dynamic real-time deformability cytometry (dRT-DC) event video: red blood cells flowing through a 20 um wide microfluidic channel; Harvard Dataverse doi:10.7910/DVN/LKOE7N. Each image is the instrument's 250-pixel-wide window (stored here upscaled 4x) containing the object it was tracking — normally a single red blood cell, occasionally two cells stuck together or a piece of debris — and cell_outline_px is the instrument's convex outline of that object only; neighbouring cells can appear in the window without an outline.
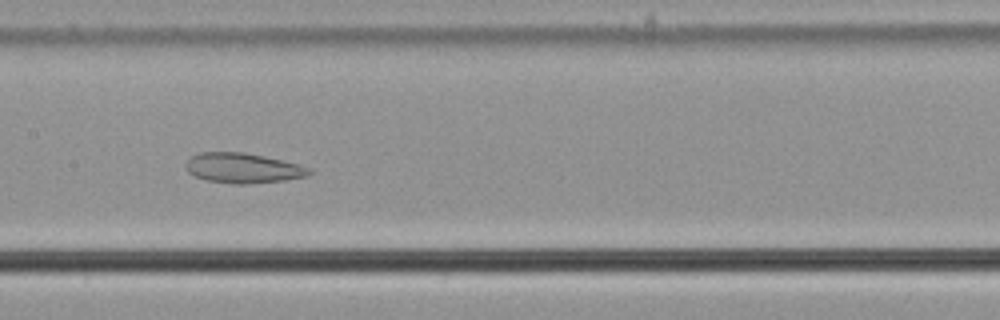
{"species": "common noctule bat (a hibernating species)", "species_latin": "Nyctalus noctula", "temperature_condition": "cold", "stored_images_in_passage": 58, "camera_frame_rate_fps": 3000, "um_per_image_px": 0.085, "animal": {"sex": "male", "body_mass_g": 21.5, "forearm_length_mm": 52.0}, "frame": {"image": 1, "passage_image": 30, "time_ms": 9.667, "image_size_px": [1000, 320], "cell_outline_px": [[312, 172], [308, 176], [284, 180], [244, 184], [232, 184], [204, 180], [192, 176], [188, 172], [188, 160], [192, 156], [200, 152], [244, 152], [264, 156], [300, 164], [312, 168]], "centroid_in_image_um": [20.68, 14.29], "position_along_channel_um": 186.7, "area_um2": 21.68}}
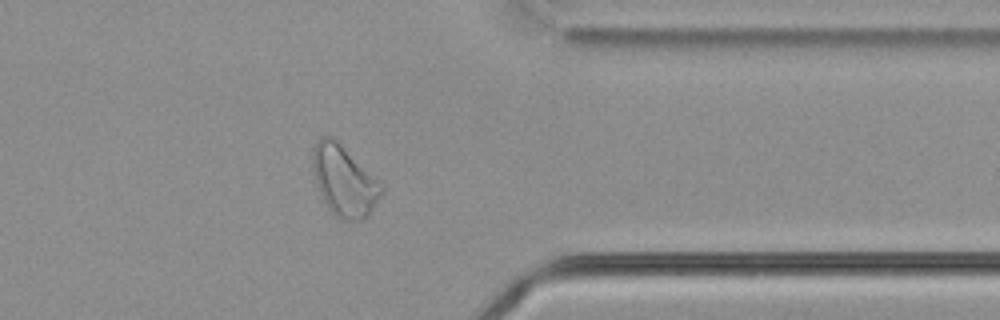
{"frame": {"image": 2, "passage_image": 47, "time_ms": 15.333, "image_size_px": [1000, 320], "cell_outline_px": [[384, 192], [368, 216], [364, 220], [340, 220], [328, 208], [316, 184], [312, 164], [312, 148], [320, 136], [332, 136], [384, 184]], "centroid_in_image_um": [29.27, 15.37], "position_along_channel_um": 382.1, "area_um2": 28.5}}
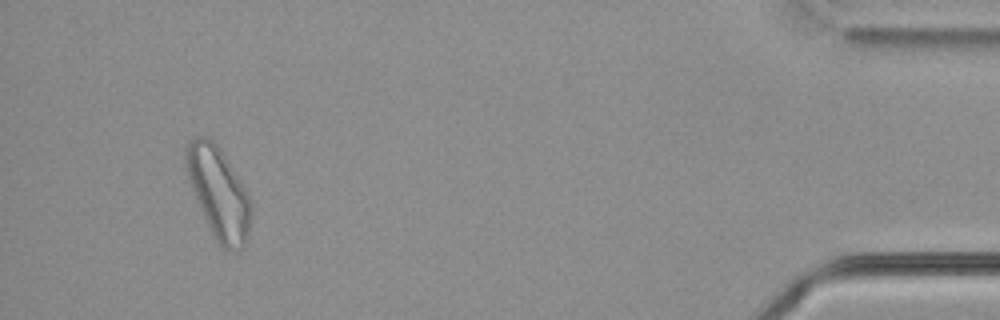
{"frame": {"image": 3, "passage_image": 55, "time_ms": 18.0, "image_size_px": [1000, 320], "cell_outline_px": [[252, 212], [248, 232], [244, 244], [240, 248], [224, 248], [216, 244], [192, 188], [188, 176], [184, 160], [184, 148], [196, 136], [204, 136], [224, 156], [244, 188], [252, 204]], "centroid_in_image_um": [18.56, 16.43], "position_along_channel_um": 416.6, "area_um2": 33.41}, "authors_computed_cell_mechanics": {"area_um2": 29.9982, "velocity_mm_per_s": 3.6147, "shape_relaxation_time_tau1_ms": null, "shape_relaxation_time_tau2_ms": 3.5668, "deformation_change_tau1": null, "deformation_change_tau2": 0.1078}}